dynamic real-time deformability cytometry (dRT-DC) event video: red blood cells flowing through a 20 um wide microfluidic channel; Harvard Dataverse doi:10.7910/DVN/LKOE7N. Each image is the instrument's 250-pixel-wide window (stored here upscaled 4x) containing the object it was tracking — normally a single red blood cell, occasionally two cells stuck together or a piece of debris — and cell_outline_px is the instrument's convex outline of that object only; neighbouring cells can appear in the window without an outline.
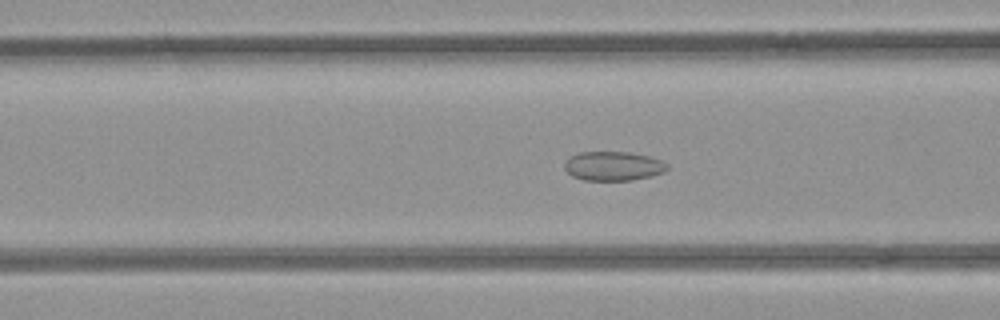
{"species": "common noctule bat (a hibernating species)", "species_latin": "Nyctalus noctula", "temperature_condition": "room temperature", "stored_images_in_passage": 52, "segment_of_instrument_passage": [1, 2], "camera_frame_rate_fps": 3000, "um_per_image_px": 0.085, "animal": {"sex": "female", "body_mass_g": 21.9}, "frame": {"image": 1, "passage_image": 19, "time_ms": 6.0, "image_size_px": [1000, 320], "cell_outline_px": [[668, 168], [664, 172], [652, 176], [632, 180], [584, 180], [572, 176], [564, 168], [564, 164], [568, 156], [580, 152], [632, 152], [648, 156], [660, 160], [668, 164]], "centroid_in_image_um": [52.12, 14.11], "position_along_channel_um": 114.5, "area_um2": 17.57}}
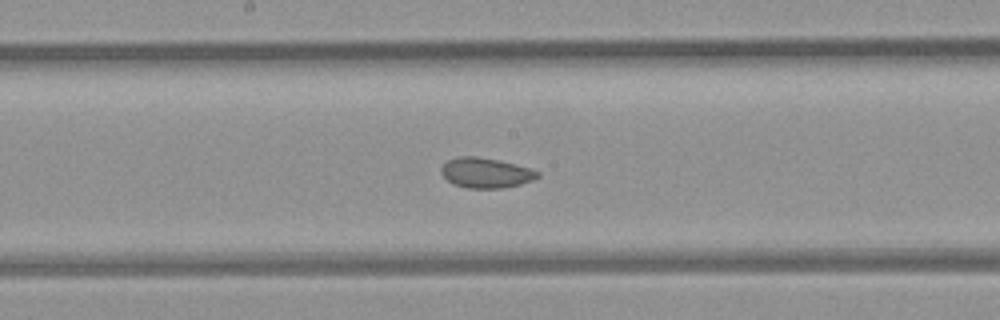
{"frame": {"image": 2, "passage_image": 26, "time_ms": 8.333, "image_size_px": [1000, 320], "cell_outline_px": [[540, 176], [532, 180], [520, 184], [504, 188], [468, 188], [452, 184], [440, 172], [440, 168], [448, 160], [456, 156], [476, 156], [500, 160], [532, 168], [540, 172]], "centroid_in_image_um": [41.3, 14.68], "position_along_channel_um": 206.9, "area_um2": 17.11}}
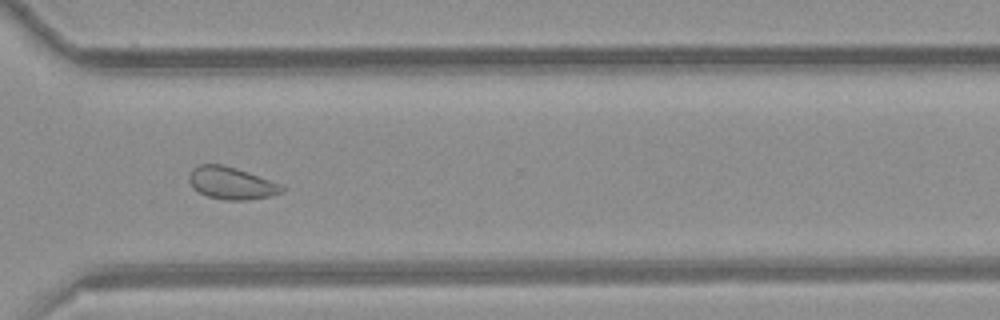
{"frame": {"image": 3, "passage_image": 37, "time_ms": 12.0, "image_size_px": [1000, 320], "cell_outline_px": [[284, 188], [280, 192], [272, 196], [244, 200], [224, 200], [208, 196], [192, 188], [188, 180], [188, 176], [192, 168], [200, 164], [224, 164], [284, 184]], "centroid_in_image_um": [19.66, 15.55], "position_along_channel_um": 350.9, "area_um2": 17.63}}